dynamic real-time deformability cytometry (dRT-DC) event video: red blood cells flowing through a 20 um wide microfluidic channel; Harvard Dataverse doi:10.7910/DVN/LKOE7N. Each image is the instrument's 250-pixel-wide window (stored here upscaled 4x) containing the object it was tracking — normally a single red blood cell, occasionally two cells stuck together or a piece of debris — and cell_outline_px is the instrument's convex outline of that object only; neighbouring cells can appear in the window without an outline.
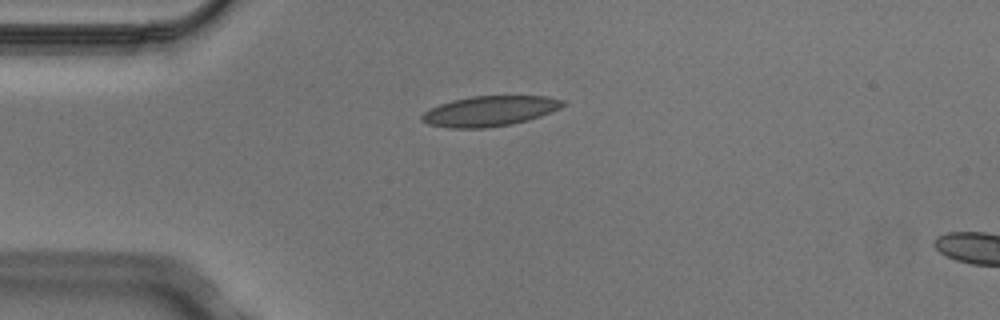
{"species": "Egyptian fruit bat (a non-hibernating species)", "species_latin": "Rousettus aegyptiacus", "temperature_condition": "cold", "stored_images_in_passage": 6, "camera_frame_rate_fps": 3000, "um_per_image_px": 0.085, "animal": {"sex": "male"}, "frame": {"image": 1, "passage_image": 1, "time_ms": 0.0, "image_size_px": [1000, 320], "cell_outline_px": [[568, 104], [560, 108], [540, 116], [512, 124], [484, 128], [448, 128], [428, 124], [420, 120], [420, 116], [428, 108], [452, 100], [472, 96], [548, 96], [564, 100]], "centroid_in_image_um": [41.61, 9.44], "position_along_channel_um": 43.4, "area_um2": 24.97}}
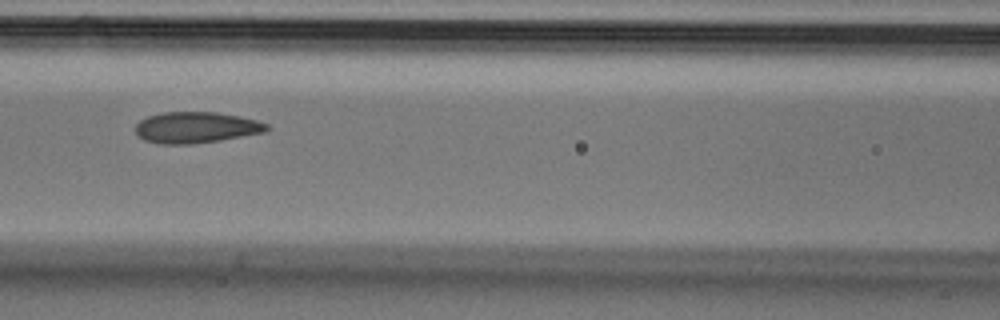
{"frame": {"image": 2, "passage_image": 4, "time_ms": 1.0, "image_size_px": [1000, 320], "cell_outline_px": [[268, 132], [220, 140], [192, 144], [160, 144], [144, 140], [136, 132], [136, 124], [140, 120], [148, 116], [164, 112], [216, 112], [240, 116], [256, 120], [268, 124]], "centroid_in_image_um": [16.69, 10.84], "position_along_channel_um": 149.9, "area_um2": 23.87}}
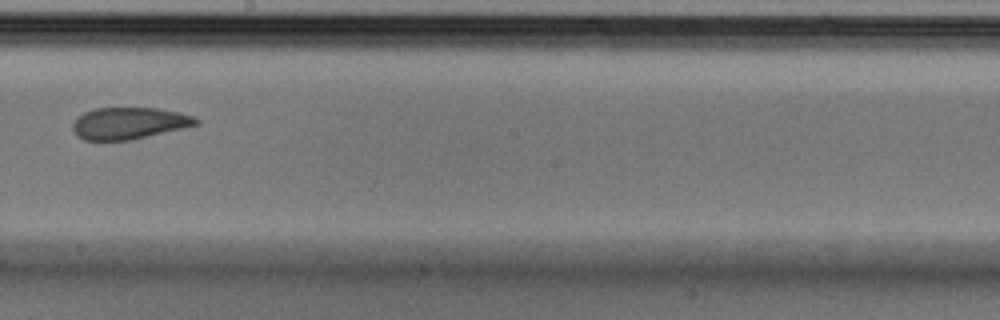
{"frame": {"image": 3, "passage_image": 6, "time_ms": 1.667, "image_size_px": [1000, 320], "cell_outline_px": [[200, 124], [184, 128], [132, 140], [84, 140], [76, 136], [72, 128], [72, 124], [76, 116], [84, 112], [96, 108], [156, 108], [180, 112], [196, 116], [200, 120]], "centroid_in_image_um": [10.98, 10.47], "position_along_channel_um": 237.2, "area_um2": 23.18}}